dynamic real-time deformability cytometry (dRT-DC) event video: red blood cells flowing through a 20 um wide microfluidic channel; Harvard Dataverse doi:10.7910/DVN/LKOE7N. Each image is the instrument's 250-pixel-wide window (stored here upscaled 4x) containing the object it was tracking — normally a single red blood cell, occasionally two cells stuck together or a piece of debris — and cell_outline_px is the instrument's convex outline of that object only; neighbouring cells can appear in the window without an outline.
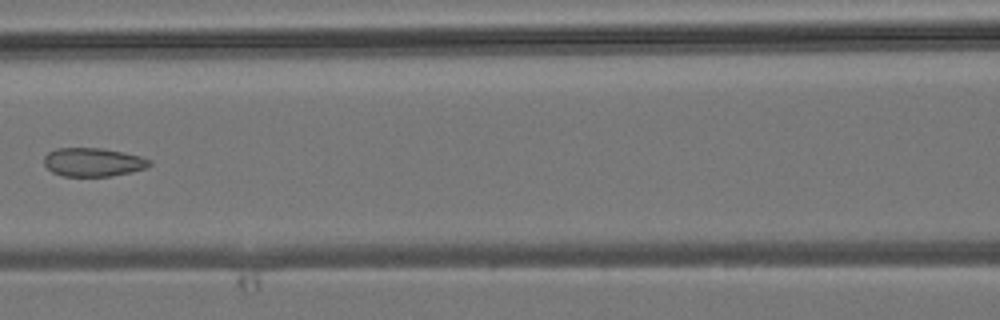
{"species": "common noctule bat (a hibernating species)", "species_latin": "Nyctalus noctula", "temperature_condition": "room temperature", "stored_images_in_passage": 8, "camera_frame_rate_fps": 3000, "um_per_image_px": 0.085, "animal": {"sex": "male", "body_mass_g": 19.2, "forearm_length_mm": 51.8}, "frame": {"image": 1, "passage_image": 7, "time_ms": 7.0, "image_size_px": [1000, 320], "cell_outline_px": [[152, 164], [148, 168], [132, 172], [112, 176], [64, 176], [52, 172], [44, 164], [44, 156], [48, 152], [56, 148], [100, 148], [140, 156], [152, 160]], "centroid_in_image_um": [7.93, 13.79], "position_along_channel_um": 158.7, "area_um2": 17.63}}
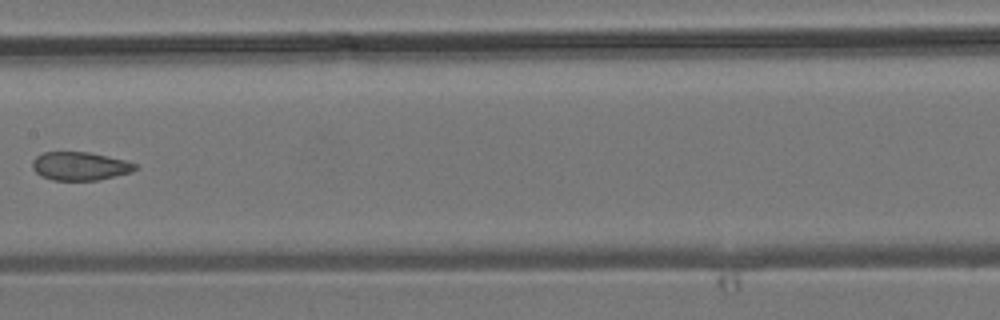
{"frame": {"image": 2, "passage_image": 8, "time_ms": 8.0, "image_size_px": [1000, 320], "cell_outline_px": [[136, 168], [132, 172], [96, 180], [52, 180], [40, 176], [32, 168], [32, 160], [36, 156], [44, 152], [88, 152], [124, 160], [136, 164]], "centroid_in_image_um": [6.75, 14.12], "position_along_channel_um": 200.7, "area_um2": 16.88}}